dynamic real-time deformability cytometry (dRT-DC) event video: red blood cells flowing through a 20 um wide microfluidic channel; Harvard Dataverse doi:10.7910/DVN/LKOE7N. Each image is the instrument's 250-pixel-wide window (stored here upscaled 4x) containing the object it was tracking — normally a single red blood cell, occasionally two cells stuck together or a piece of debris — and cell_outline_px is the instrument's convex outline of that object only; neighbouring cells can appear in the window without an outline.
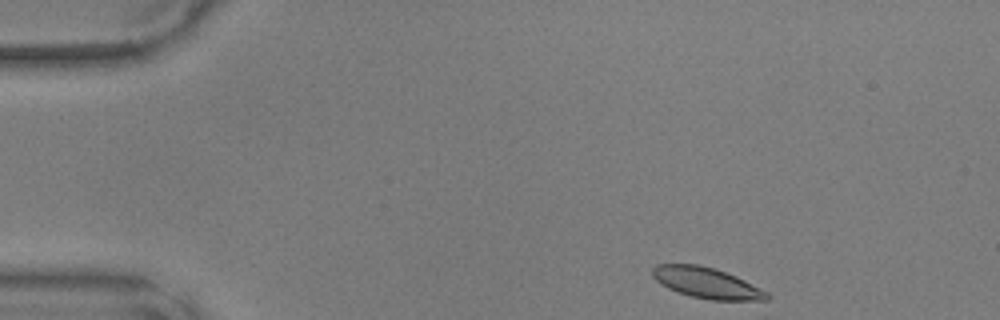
{"species": "common noctule bat (a hibernating species)", "species_latin": "Nyctalus noctula", "temperature_condition": "warm", "stored_images_in_passage": 43, "camera_frame_rate_fps": 3000, "um_per_image_px": 0.085, "animal": {"sex": "male", "body_mass_g": 17.9, "forearm_length_mm": 54.2}, "frame": {"image": 1, "passage_image": 1, "time_ms": 0.0, "image_size_px": [1000, 320], "cell_outline_px": [[772, 296], [768, 300], [760, 304], [756, 304], [712, 300], [692, 296], [676, 292], [660, 284], [652, 276], [652, 268], [656, 264], [700, 264], [736, 276], [768, 292]], "centroid_in_image_um": [60.19, 24.11], "position_along_channel_um": 24.8, "area_um2": 21.39}}
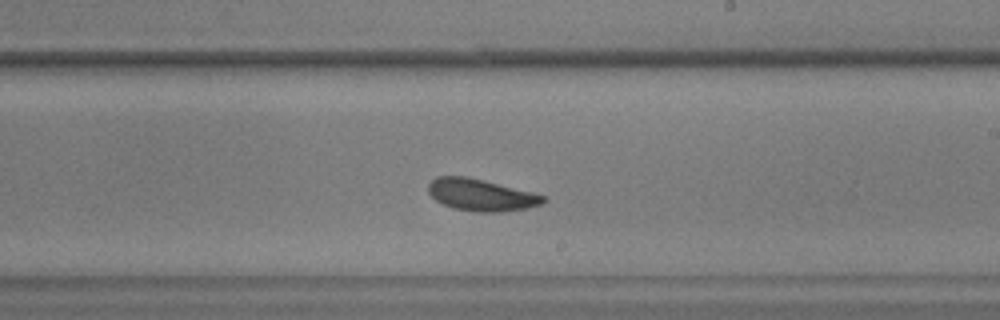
{"frame": {"image": 2, "passage_image": 23, "time_ms": 7.333, "image_size_px": [1000, 320], "cell_outline_px": [[548, 200], [540, 204], [528, 208], [504, 212], [476, 212], [452, 208], [436, 200], [428, 192], [428, 184], [436, 176], [464, 176], [532, 192], [544, 196]], "centroid_in_image_um": [40.88, 16.58], "position_along_channel_um": 248.1, "area_um2": 21.21}}
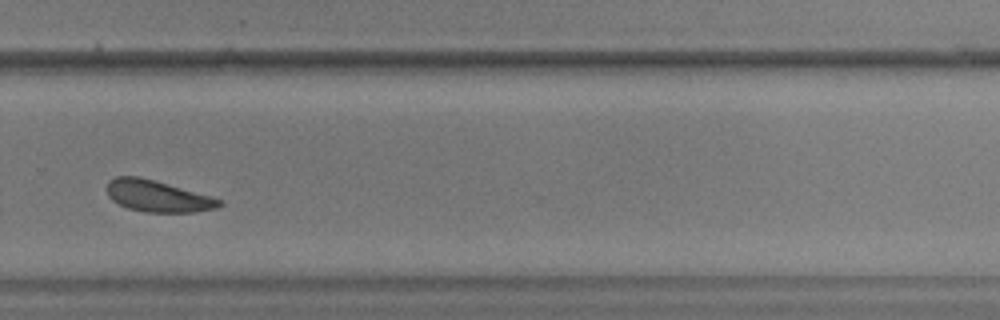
{"frame": {"image": 3, "passage_image": 28, "time_ms": 9.0, "image_size_px": [1000, 320], "cell_outline_px": [[224, 204], [216, 208], [196, 212], [144, 212], [128, 208], [112, 200], [108, 196], [108, 180], [116, 176], [140, 176], [212, 196], [224, 200]], "centroid_in_image_um": [13.43, 16.67], "position_along_channel_um": 316.4, "area_um2": 20.75}}